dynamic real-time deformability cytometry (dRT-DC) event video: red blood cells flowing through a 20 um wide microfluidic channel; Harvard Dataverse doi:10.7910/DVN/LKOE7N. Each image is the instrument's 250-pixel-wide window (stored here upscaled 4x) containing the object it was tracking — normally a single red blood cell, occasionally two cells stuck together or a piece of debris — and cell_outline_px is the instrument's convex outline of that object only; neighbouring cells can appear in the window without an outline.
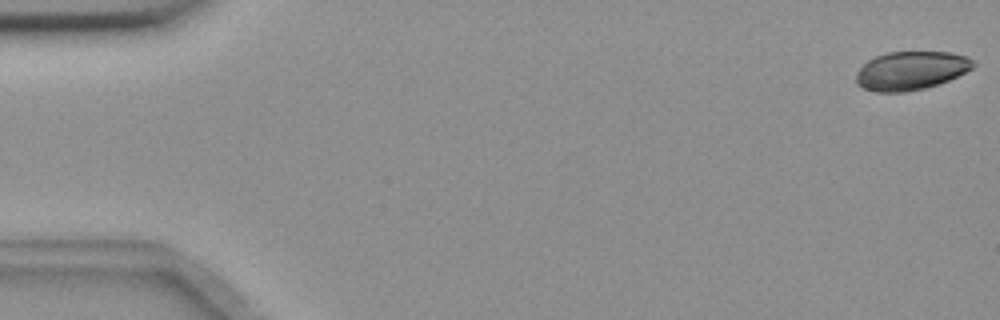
{"species": "common noctule bat (a hibernating species)", "species_latin": "Nyctalus noctula", "temperature_condition": "room temperature", "stored_images_in_passage": 5, "camera_frame_rate_fps": 3000, "um_per_image_px": 0.085, "animal": {"sex": "female", "body_mass_g": 18.4}, "frame": {"image": 1, "passage_image": 1, "time_ms": 0.0, "image_size_px": [1000, 320], "cell_outline_px": [[976, 64], [972, 68], [948, 80], [924, 88], [904, 92], [876, 92], [864, 88], [856, 84], [856, 76], [860, 68], [868, 60], [876, 56], [888, 52], [948, 52], [968, 56]], "centroid_in_image_um": [77.42, 6.0], "position_along_channel_um": 7.6, "area_um2": 26.07}}
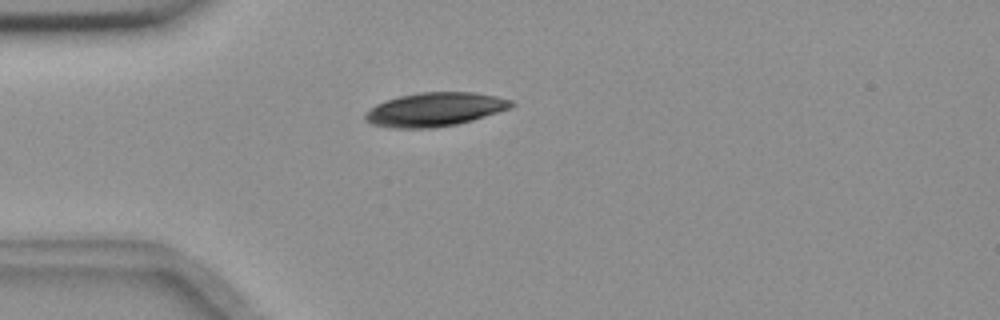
{"frame": {"image": 2, "passage_image": 5, "time_ms": 1.333, "image_size_px": [1000, 320], "cell_outline_px": [[516, 104], [512, 108], [472, 120], [456, 124], [432, 128], [392, 128], [372, 124], [364, 116], [364, 112], [376, 104], [400, 96], [420, 92], [476, 92], [496, 96], [512, 100]], "centroid_in_image_um": [37.0, 9.3], "position_along_channel_um": 48.0, "area_um2": 28.73}}